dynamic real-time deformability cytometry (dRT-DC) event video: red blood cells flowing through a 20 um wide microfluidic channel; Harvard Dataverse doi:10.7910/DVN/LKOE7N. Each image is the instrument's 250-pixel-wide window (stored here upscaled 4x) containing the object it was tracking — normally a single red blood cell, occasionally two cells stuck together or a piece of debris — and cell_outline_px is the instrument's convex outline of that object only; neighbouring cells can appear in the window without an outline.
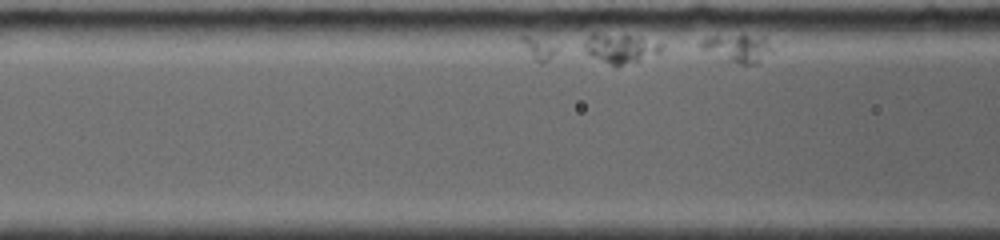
{"species": "common noctule bat (a hibernating species)", "species_latin": "Nyctalus noctula", "temperature_condition": "room temperature", "stored_images_in_passage": 33, "segment_of_instrument_passage": [1, 2], "camera_frame_rate_fps": 4000, "um_per_image_px": 0.085, "animal": {"sex": "female", "body_mass_g": 19.0, "forearm_length_mm": 56.7}, "frame": {"image": 1, "passage_image": 5, "time_ms": 1.5, "image_size_px": [1000, 240], "cell_outline_px": [[772, 52], [756, 64], [740, 64], [728, 60], [700, 48], [700, 40], [704, 36], [744, 32], [764, 36], [772, 48]], "centroid_in_image_um": [62.71, 4.0], "position_along_channel_um": 103.9, "area_um2": 12.14}}